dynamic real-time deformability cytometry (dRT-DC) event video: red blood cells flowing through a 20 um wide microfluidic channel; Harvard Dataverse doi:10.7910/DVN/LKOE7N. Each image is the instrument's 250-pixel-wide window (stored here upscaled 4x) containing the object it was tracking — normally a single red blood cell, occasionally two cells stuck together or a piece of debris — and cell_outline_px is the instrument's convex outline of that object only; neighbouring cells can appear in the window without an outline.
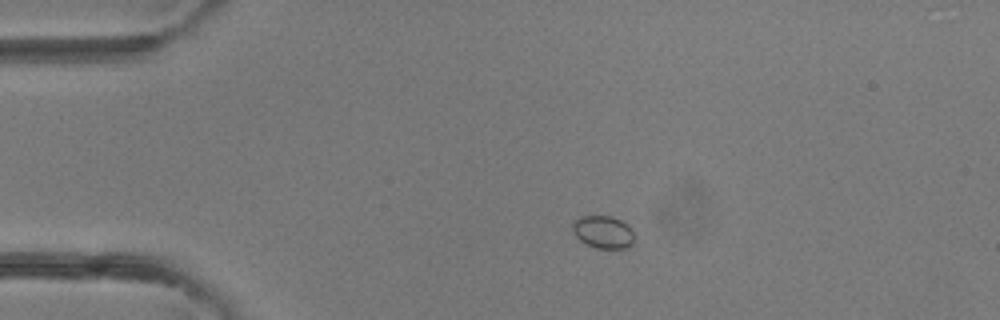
{"species": "common noctule bat (a hibernating species)", "species_latin": "Nyctalus noctula", "temperature_condition": "room temperature", "stored_images_in_passage": 34, "camera_frame_rate_fps": 3000, "um_per_image_px": 0.085, "animal": {"sex": "female"}, "frame": {"image": 1, "passage_image": 1, "time_ms": 0.0, "image_size_px": [1000, 320], "cell_outline_px": [[632, 244], [628, 248], [596, 248], [580, 240], [576, 236], [572, 228], [572, 220], [580, 216], [612, 216], [628, 224], [632, 228]], "centroid_in_image_um": [51.25, 19.7], "position_along_channel_um": 33.7, "area_um2": 11.73}}
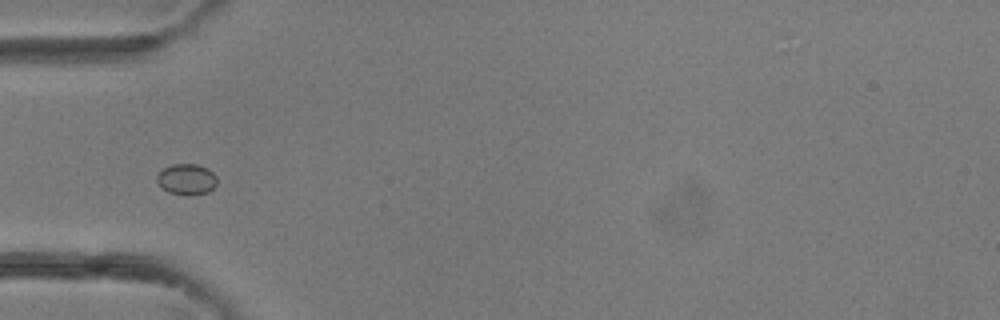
{"frame": {"image": 2, "passage_image": 6, "time_ms": 1.667, "image_size_px": [1000, 320], "cell_outline_px": [[216, 184], [208, 192], [188, 196], [168, 192], [156, 180], [156, 176], [164, 168], [172, 164], [196, 164], [208, 168], [216, 176]], "centroid_in_image_um": [15.87, 15.24], "position_along_channel_um": 69.1, "area_um2": 10.75}}
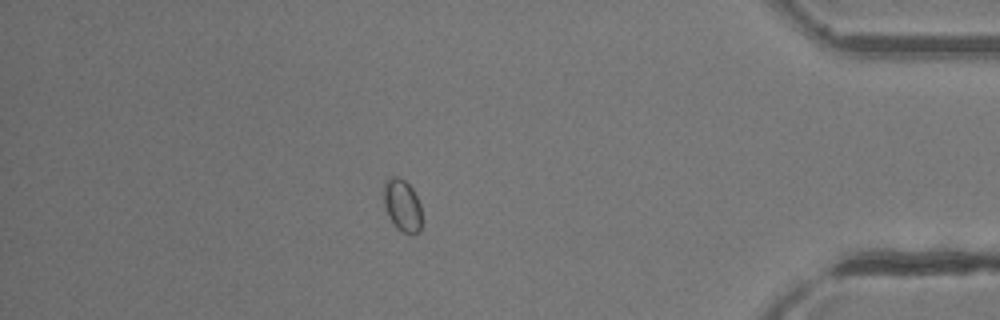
{"frame": {"image": 3, "passage_image": 29, "time_ms": 9.333, "image_size_px": [1000, 320], "cell_outline_px": [[420, 232], [400, 232], [396, 228], [388, 216], [380, 192], [384, 180], [392, 176], [396, 176], [404, 180], [412, 188], [420, 204]], "centroid_in_image_um": [34.11, 17.4], "position_along_channel_um": 401.1, "area_um2": 11.79}}